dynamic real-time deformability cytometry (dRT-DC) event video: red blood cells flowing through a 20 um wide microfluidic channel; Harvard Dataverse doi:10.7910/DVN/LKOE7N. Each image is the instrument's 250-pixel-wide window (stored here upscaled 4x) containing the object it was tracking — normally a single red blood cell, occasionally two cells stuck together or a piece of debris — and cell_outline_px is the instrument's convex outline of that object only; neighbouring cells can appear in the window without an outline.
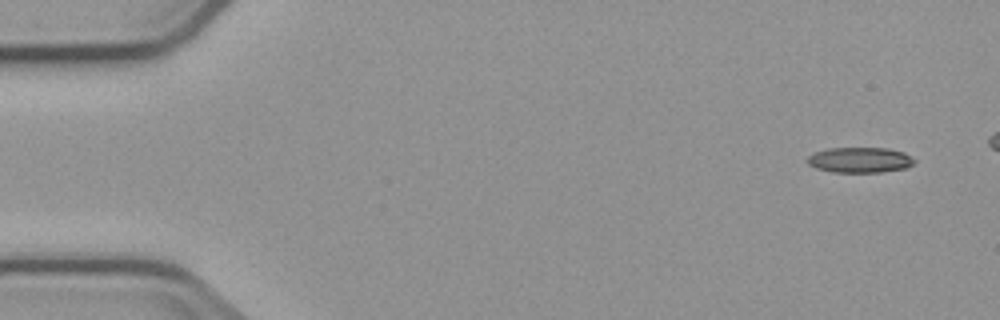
{"species": "common noctule bat (a hibernating species)", "species_latin": "Nyctalus noctula", "temperature_condition": "cold", "stored_images_in_passage": 5, "camera_frame_rate_fps": 3000, "um_per_image_px": 0.085, "animal": {"sex": "male", "body_mass_g": 23.1, "forearm_length_mm": 52.7}, "frame": {"image": 1, "passage_image": 1, "time_ms": 0.0, "image_size_px": [1000, 320], "cell_outline_px": [[916, 160], [908, 168], [880, 172], [832, 172], [816, 168], [808, 164], [808, 156], [816, 152], [828, 148], [888, 148], [904, 152]], "centroid_in_image_um": [73.11, 13.6], "position_along_channel_um": 11.9, "area_um2": 15.84}}